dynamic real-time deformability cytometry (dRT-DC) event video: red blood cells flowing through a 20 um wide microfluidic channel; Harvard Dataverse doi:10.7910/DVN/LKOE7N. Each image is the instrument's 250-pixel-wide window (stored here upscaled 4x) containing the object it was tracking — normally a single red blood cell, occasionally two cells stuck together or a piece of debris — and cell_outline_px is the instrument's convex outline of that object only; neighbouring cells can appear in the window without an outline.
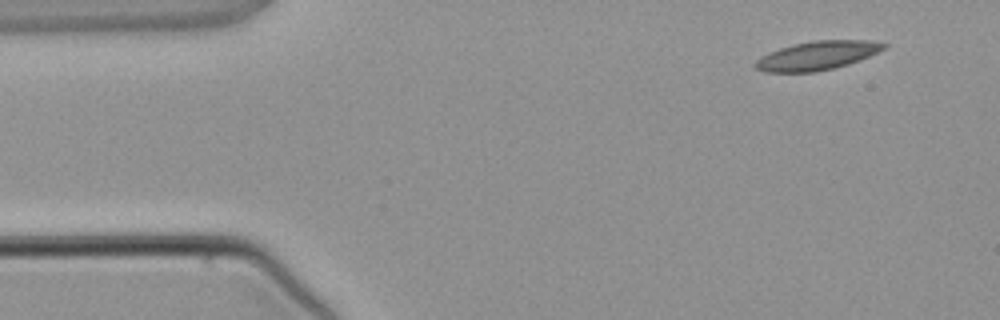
{"species": "common noctule bat (a hibernating species)", "species_latin": "Nyctalus noctula", "temperature_condition": "warm", "stored_images_in_passage": 2, "camera_frame_rate_fps": 3000, "um_per_image_px": 0.085, "animal": {"sex": "male", "body_mass_g": 21.5, "forearm_length_mm": 52.0}, "frame": {"image": 1, "passage_image": 1, "time_ms": 0.0, "image_size_px": [1000, 320], "cell_outline_px": [[888, 44], [884, 48], [860, 60], [848, 64], [816, 72], [764, 72], [756, 68], [752, 64], [756, 60], [768, 52], [792, 44], [812, 40], [868, 40]], "centroid_in_image_um": [69.41, 4.72], "position_along_channel_um": 15.6, "area_um2": 21.5}}